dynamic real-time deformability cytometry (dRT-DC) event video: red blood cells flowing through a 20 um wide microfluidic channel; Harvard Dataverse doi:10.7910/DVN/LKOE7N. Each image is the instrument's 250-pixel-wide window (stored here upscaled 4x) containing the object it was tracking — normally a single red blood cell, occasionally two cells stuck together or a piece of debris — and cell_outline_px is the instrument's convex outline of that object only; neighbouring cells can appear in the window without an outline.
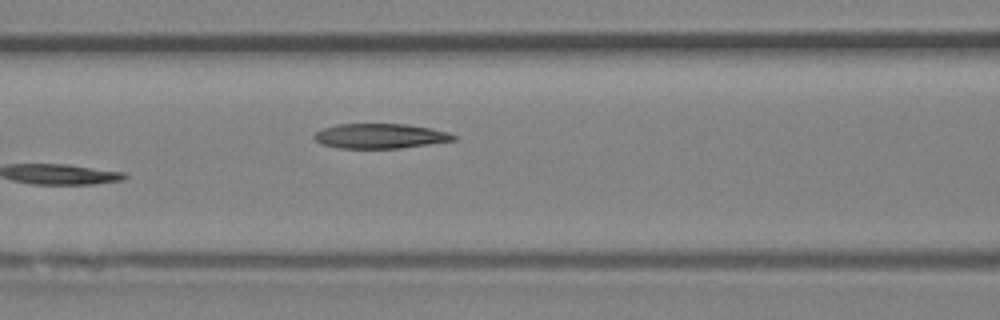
{"species": "Egyptian fruit bat (a non-hibernating species)", "species_latin": "Rousettus aegyptiacus", "temperature_condition": "room temperature", "stored_images_in_passage": 6, "camera_frame_rate_fps": 3000, "um_per_image_px": 0.085, "animal": {"sex": "female"}, "frame": {"image": 1, "passage_image": 6, "time_ms": 1.667, "image_size_px": [1000, 320], "cell_outline_px": [[456, 140], [400, 148], [336, 148], [320, 144], [312, 136], [316, 132], [324, 128], [336, 124], [408, 124], [448, 132], [456, 136]], "centroid_in_image_um": [32.27, 11.56], "position_along_channel_um": 134.3, "area_um2": 20.11}}